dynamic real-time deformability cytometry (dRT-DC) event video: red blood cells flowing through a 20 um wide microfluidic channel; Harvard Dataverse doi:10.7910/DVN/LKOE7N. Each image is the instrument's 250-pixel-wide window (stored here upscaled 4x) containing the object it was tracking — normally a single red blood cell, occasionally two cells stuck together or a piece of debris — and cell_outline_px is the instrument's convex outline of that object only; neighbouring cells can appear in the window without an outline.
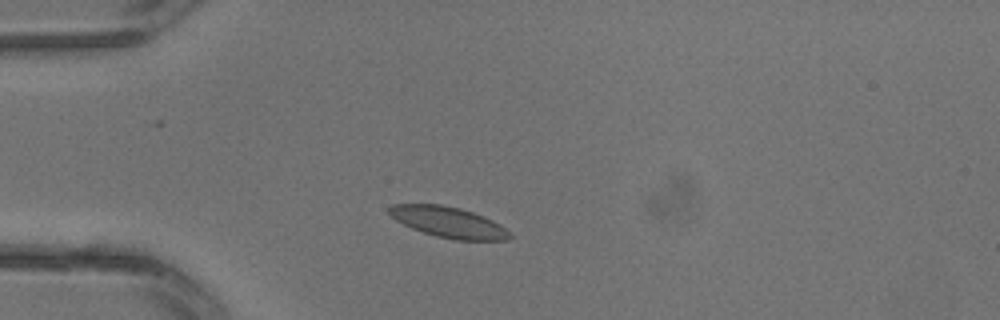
{"species": "common noctule bat (a hibernating species)", "species_latin": "Nyctalus noctula", "temperature_condition": "warm", "stored_images_in_passage": 1, "camera_frame_rate_fps": 3000, "um_per_image_px": 0.085, "animal": {"sex": "male", "body_mass_g": 13.3}, "frame": {"image": 1, "passage_image": 1, "time_ms": 0.0, "image_size_px": [1000, 320], "cell_outline_px": [[512, 236], [508, 240], [456, 240], [436, 236], [412, 228], [396, 220], [388, 212], [388, 208], [392, 204], [440, 204], [460, 208], [484, 216], [500, 224]], "centroid_in_image_um": [38.12, 18.88], "position_along_channel_um": 46.9, "area_um2": 21.44}}